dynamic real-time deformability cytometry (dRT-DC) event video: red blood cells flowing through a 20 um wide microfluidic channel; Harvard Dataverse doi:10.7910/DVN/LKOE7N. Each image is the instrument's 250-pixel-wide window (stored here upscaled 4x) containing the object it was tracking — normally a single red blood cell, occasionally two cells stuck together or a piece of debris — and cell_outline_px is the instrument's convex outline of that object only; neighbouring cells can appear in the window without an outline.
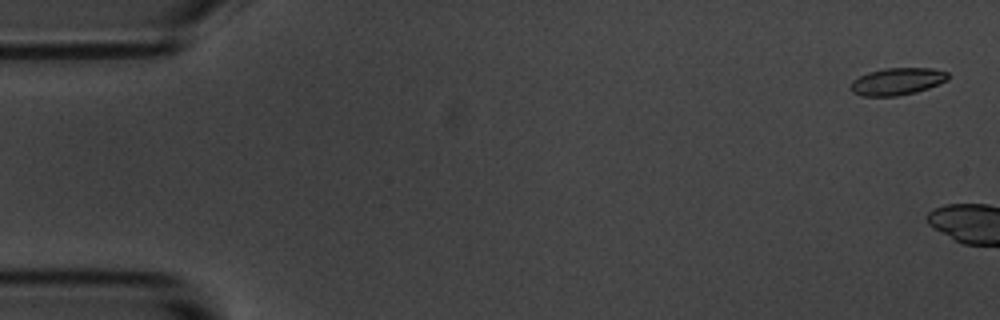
{"species": "common noctule bat (a hibernating species)", "species_latin": "Nyctalus noctula", "temperature_condition": "room temperature", "stored_images_in_passage": 2, "camera_frame_rate_fps": 3000, "um_per_image_px": 0.085, "animal": {"sex": "male", "body_mass_g": 20.1, "forearm_length_mm": 53.5}, "frame": {"image": 1, "passage_image": 1, "time_ms": 0.0, "image_size_px": [1000, 320], "cell_outline_px": [[948, 80], [928, 88], [916, 92], [896, 96], [860, 96], [852, 92], [848, 88], [852, 80], [868, 72], [884, 68], [932, 68], [948, 72]], "centroid_in_image_um": [76.22, 6.92], "position_along_channel_um": 8.8, "area_um2": 15.55}}